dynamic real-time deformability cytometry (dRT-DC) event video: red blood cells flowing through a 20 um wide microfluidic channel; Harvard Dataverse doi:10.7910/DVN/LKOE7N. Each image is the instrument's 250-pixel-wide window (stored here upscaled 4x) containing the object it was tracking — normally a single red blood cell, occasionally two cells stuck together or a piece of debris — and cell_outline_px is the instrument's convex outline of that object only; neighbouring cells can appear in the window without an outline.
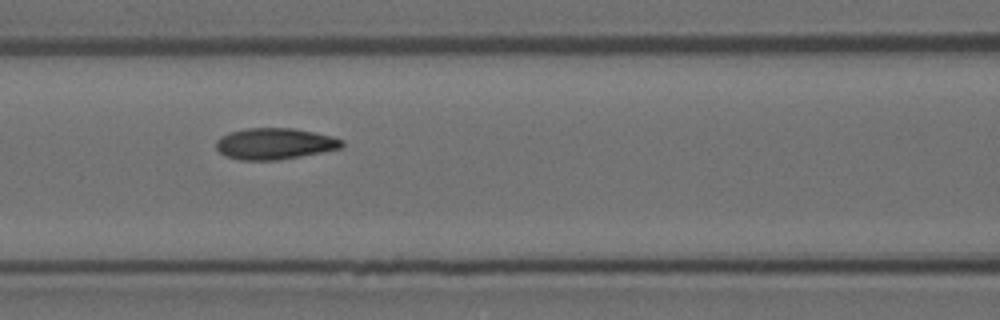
{"species": "Egyptian fruit bat (a non-hibernating species)", "species_latin": "Rousettus aegyptiacus", "temperature_condition": "room temperature", "stored_images_in_passage": 13, "camera_frame_rate_fps": 3000, "um_per_image_px": 0.085, "animal": {"sex": "female"}, "frame": {"image": 1, "passage_image": 5, "time_ms": 1.333, "image_size_px": [1000, 320], "cell_outline_px": [[344, 144], [340, 148], [300, 156], [276, 160], [240, 160], [228, 156], [220, 152], [216, 148], [216, 140], [220, 136], [228, 132], [244, 128], [292, 128], [332, 136], [344, 140]], "centroid_in_image_um": [23.31, 12.2], "position_along_channel_um": 143.3, "area_um2": 22.83}}
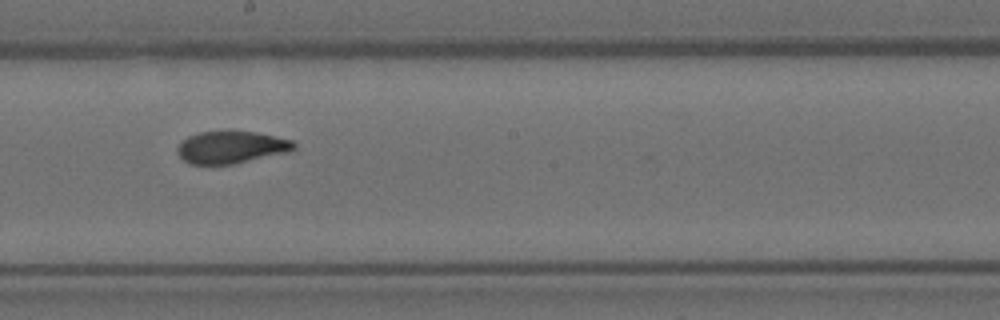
{"frame": {"image": 2, "passage_image": 7, "time_ms": 2.0, "image_size_px": [1000, 320], "cell_outline_px": [[296, 148], [288, 152], [232, 164], [188, 164], [176, 152], [176, 148], [188, 136], [200, 132], [228, 128], [232, 128], [256, 132], [292, 140], [296, 144]], "centroid_in_image_um": [19.64, 12.47], "position_along_channel_um": 228.6, "area_um2": 22.48}}
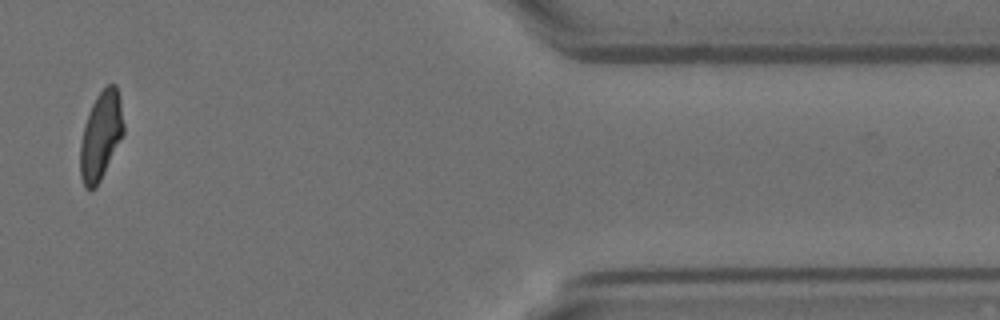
{"frame": {"image": 3, "passage_image": 11, "time_ms": 3.333, "image_size_px": [1000, 320], "cell_outline_px": [[124, 132], [96, 188], [84, 188], [80, 176], [80, 144], [84, 128], [92, 104], [96, 96], [108, 84], [116, 84], [120, 96], [124, 124]], "centroid_in_image_um": [8.58, 11.52], "position_along_channel_um": 402.8, "area_um2": 21.96}}